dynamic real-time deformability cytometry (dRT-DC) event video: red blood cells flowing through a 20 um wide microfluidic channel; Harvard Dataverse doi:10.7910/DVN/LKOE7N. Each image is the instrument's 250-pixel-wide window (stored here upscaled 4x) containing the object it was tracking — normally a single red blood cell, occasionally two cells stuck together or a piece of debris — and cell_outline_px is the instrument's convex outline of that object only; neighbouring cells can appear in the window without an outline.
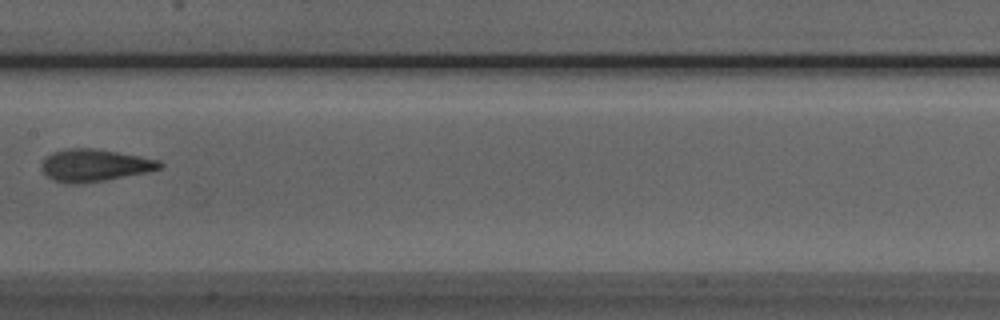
{"species": "Egyptian fruit bat (a non-hibernating species)", "species_latin": "Rousettus aegyptiacus", "temperature_condition": "room temperature", "stored_images_in_passage": 8, "camera_frame_rate_fps": 3000, "um_per_image_px": 0.085, "animal": {"sex": "male"}, "frame": {"image": 1, "passage_image": 8, "time_ms": 8.0, "image_size_px": [1000, 320], "cell_outline_px": [[164, 164], [160, 168], [148, 172], [104, 180], [80, 184], [64, 184], [52, 180], [40, 168], [44, 160], [52, 152], [68, 148], [96, 148], [140, 156], [160, 160]], "centroid_in_image_um": [8.04, 14.05], "position_along_channel_um": 199.4, "area_um2": 22.31}}